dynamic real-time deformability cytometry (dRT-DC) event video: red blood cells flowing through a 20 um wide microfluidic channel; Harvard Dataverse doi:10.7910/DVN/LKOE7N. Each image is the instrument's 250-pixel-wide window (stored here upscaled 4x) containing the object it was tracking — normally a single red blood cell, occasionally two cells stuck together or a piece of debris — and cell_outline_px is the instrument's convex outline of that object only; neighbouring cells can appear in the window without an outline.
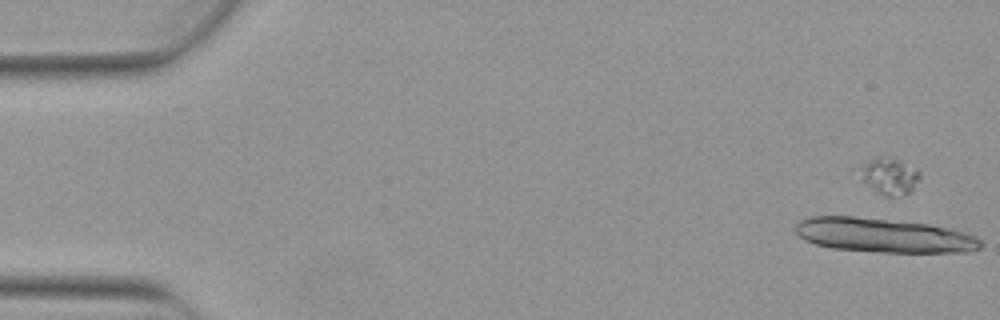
{"species": "Egyptian fruit bat (a non-hibernating species)", "species_latin": "Rousettus aegyptiacus", "temperature_condition": "warm", "stored_images_in_passage": 5, "camera_frame_rate_fps": 3000, "um_per_image_px": 0.085, "animal": {"sex": "female"}, "frame": {"image": 1, "passage_image": 1, "time_ms": 0.0, "image_size_px": [1000, 320], "cell_outline_px": [[984, 244], [980, 248], [972, 252], [880, 252], [832, 248], [816, 244], [804, 240], [796, 232], [796, 224], [800, 220], [808, 216], [852, 216], [928, 224], [952, 228], [968, 232], [976, 236]], "centroid_in_image_um": [75.17, 20.0], "position_along_channel_um": 9.8, "area_um2": 37.17}}